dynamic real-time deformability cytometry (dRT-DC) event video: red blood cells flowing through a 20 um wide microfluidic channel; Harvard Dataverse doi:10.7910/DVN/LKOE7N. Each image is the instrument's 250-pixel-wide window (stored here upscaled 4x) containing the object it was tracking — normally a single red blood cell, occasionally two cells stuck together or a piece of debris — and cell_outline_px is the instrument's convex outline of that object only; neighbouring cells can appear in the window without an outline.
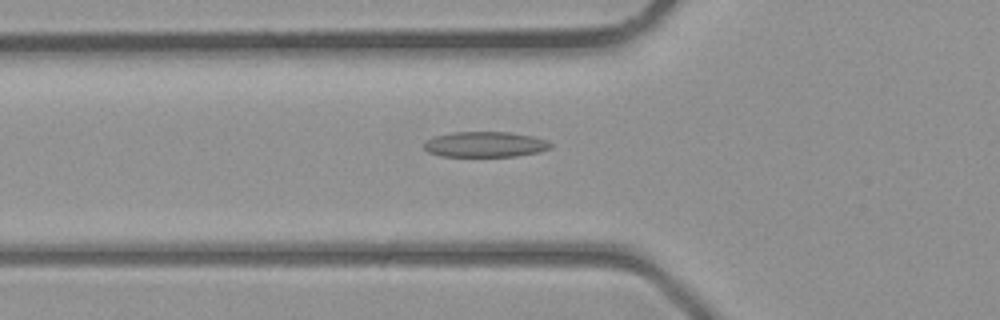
{"species": "common noctule bat (a hibernating species)", "species_latin": "Nyctalus noctula", "temperature_condition": "room temperature", "stored_images_in_passage": 26, "camera_frame_rate_fps": 3000, "um_per_image_px": 0.085, "animal": {"sex": "male", "body_mass_g": 23.1, "forearm_length_mm": 52.7}, "frame": {"image": 1, "passage_image": 3, "time_ms": 0.667, "image_size_px": [1000, 320], "cell_outline_px": [[552, 148], [540, 152], [516, 156], [440, 156], [428, 152], [424, 148], [424, 144], [428, 140], [436, 136], [452, 132], [508, 132], [532, 136], [548, 140], [552, 144]], "centroid_in_image_um": [41.28, 12.27], "position_along_channel_um": 84.5, "area_um2": 18.79}}
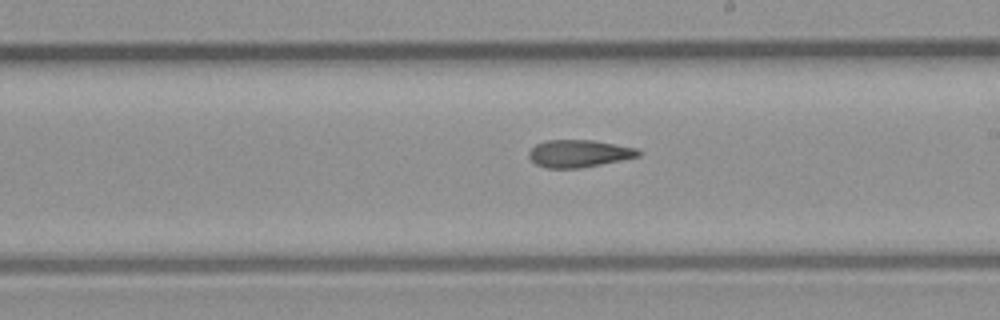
{"frame": {"image": 2, "passage_image": 12, "time_ms": 3.667, "image_size_px": [1000, 320], "cell_outline_px": [[640, 156], [580, 168], [548, 168], [536, 164], [528, 156], [528, 152], [536, 144], [548, 140], [592, 140], [636, 148], [640, 152]], "centroid_in_image_um": [49.18, 13.05], "position_along_channel_um": 239.8, "area_um2": 17.22}}
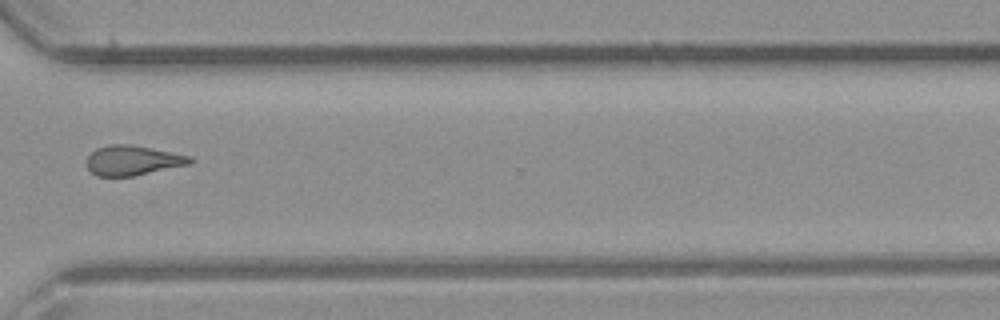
{"frame": {"image": 3, "passage_image": 19, "time_ms": 6.0, "image_size_px": [1000, 320], "cell_outline_px": [[196, 160], [192, 164], [132, 176], [96, 176], [88, 168], [88, 156], [96, 148], [108, 144], [128, 144], [192, 156]], "centroid_in_image_um": [11.32, 13.63], "position_along_channel_um": 359.3, "area_um2": 17.92}}